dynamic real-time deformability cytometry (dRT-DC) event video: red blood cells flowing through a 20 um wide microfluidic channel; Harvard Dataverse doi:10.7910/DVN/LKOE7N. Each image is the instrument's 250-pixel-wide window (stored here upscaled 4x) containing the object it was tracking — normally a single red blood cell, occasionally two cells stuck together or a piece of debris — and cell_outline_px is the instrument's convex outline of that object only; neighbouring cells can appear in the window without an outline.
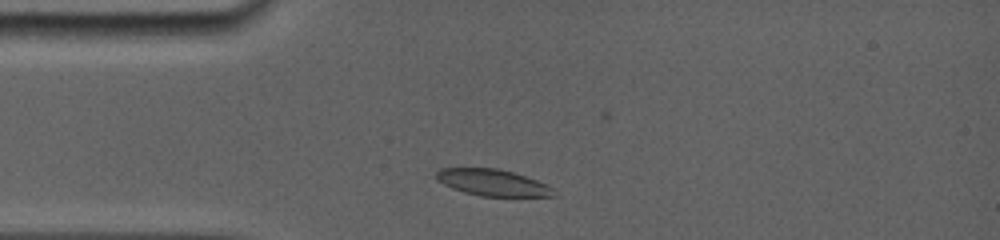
{"species": "common noctule bat (a hibernating species)", "species_latin": "Nyctalus noctula", "temperature_condition": "room temperature", "stored_images_in_passage": 21, "camera_frame_rate_fps": 5000, "um_per_image_px": 0.085, "animal": {"sex": "female", "body_mass_g": 19.0, "forearm_length_mm": 56.7}, "frame": {"image": 1, "passage_image": 1, "time_ms": 0.0, "image_size_px": [1000, 240], "cell_outline_px": [[556, 196], [480, 196], [464, 192], [452, 188], [436, 180], [436, 172], [440, 168], [500, 168], [548, 184], [552, 188]], "centroid_in_image_um": [41.85, 15.51], "position_along_channel_um": 43.1, "area_um2": 18.09}}
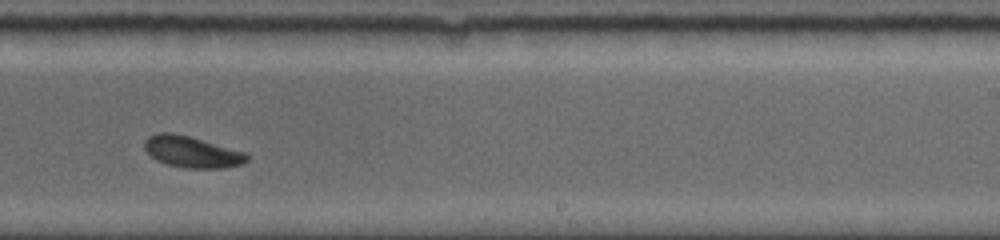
{"frame": {"image": 2, "passage_image": 12, "time_ms": 6.4, "image_size_px": [1000, 240], "cell_outline_px": [[248, 160], [244, 164], [224, 168], [184, 168], [168, 164], [156, 160], [144, 148], [144, 140], [148, 136], [160, 132], [172, 132], [188, 136], [248, 152]], "centroid_in_image_um": [16.34, 12.91], "position_along_channel_um": 272.7, "area_um2": 18.84}}
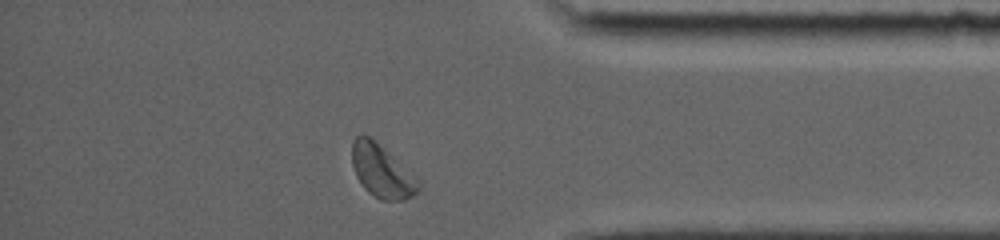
{"frame": {"image": 3, "passage_image": 20, "time_ms": 10.0, "image_size_px": [1000, 240], "cell_outline_px": [[420, 188], [412, 196], [404, 200], [380, 200], [368, 192], [364, 188], [356, 176], [352, 164], [352, 140], [356, 136], [368, 136], [416, 180], [420, 184]], "centroid_in_image_um": [32.38, 14.6], "position_along_channel_um": 402.8, "area_um2": 19.31}, "authors_computed_cell_mechanics": {"area_um2": 18.9584, "velocity_mm_per_s": 3.8217, "shape_relaxation_time_tau1_ms": 3.3464, "shape_relaxation_time_tau2_ms": null, "deformation_change_tau1": 0.1014, "deformation_change_tau2": null}}